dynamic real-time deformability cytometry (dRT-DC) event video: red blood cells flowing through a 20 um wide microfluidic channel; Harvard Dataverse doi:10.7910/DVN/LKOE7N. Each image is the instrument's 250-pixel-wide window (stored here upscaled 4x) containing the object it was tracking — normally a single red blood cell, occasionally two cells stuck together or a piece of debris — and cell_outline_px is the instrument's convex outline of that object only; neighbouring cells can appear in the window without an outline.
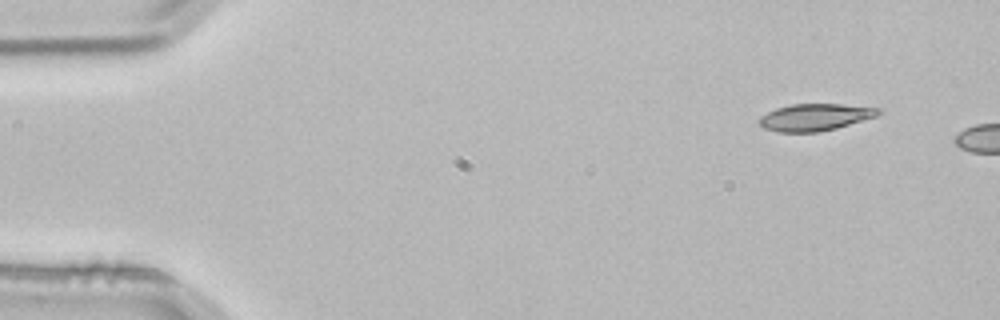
{"species": "common noctule bat (a hibernating species)", "species_latin": "Nyctalus noctula", "temperature_condition": "room temperature", "stored_images_in_passage": 2, "camera_frame_rate_fps": 3000, "um_per_image_px": 0.085, "animal": {"sex": "male", "body_mass_g": 21.5, "forearm_length_mm": 52.0}, "frame": {"image": 1, "passage_image": 1, "time_ms": 0.0, "image_size_px": [1000, 320], "cell_outline_px": [[884, 112], [876, 116], [836, 128], [820, 132], [776, 132], [764, 128], [756, 120], [760, 116], [776, 108], [792, 104], [840, 104], [884, 108]], "centroid_in_image_um": [69.29, 9.96], "position_along_channel_um": 15.7, "area_um2": 18.9}}